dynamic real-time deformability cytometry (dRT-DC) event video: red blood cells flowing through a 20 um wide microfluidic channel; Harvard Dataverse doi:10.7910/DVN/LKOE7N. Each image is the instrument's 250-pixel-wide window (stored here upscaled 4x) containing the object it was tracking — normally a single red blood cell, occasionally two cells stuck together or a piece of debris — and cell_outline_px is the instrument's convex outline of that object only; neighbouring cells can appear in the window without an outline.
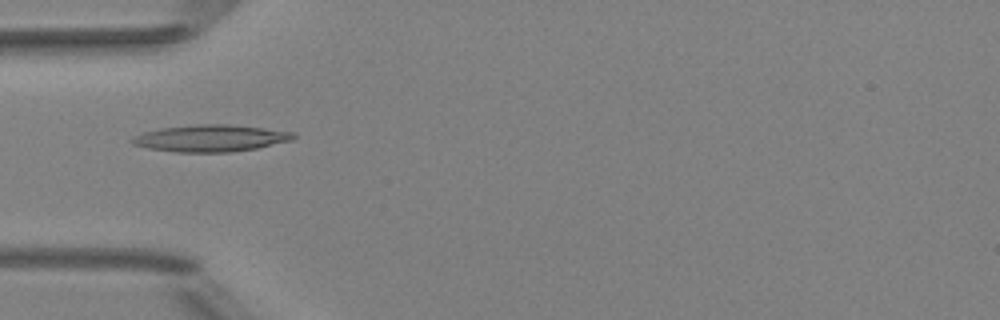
{"species": "Egyptian fruit bat (a non-hibernating species)", "species_latin": "Rousettus aegyptiacus", "temperature_condition": "room temperature", "stored_images_in_passage": 7, "camera_frame_rate_fps": 3000, "um_per_image_px": 0.085, "animal": {"sex": "female"}, "frame": {"image": 1, "passage_image": 6, "time_ms": 5.667, "image_size_px": [1000, 320], "cell_outline_px": [[296, 136], [292, 140], [256, 148], [232, 152], [176, 152], [148, 148], [132, 144], [128, 140], [132, 136], [144, 132], [160, 128], [196, 124], [228, 124], [264, 128], [296, 132]], "centroid_in_image_um": [17.88, 11.74], "position_along_channel_um": 67.1, "area_um2": 25.37}}
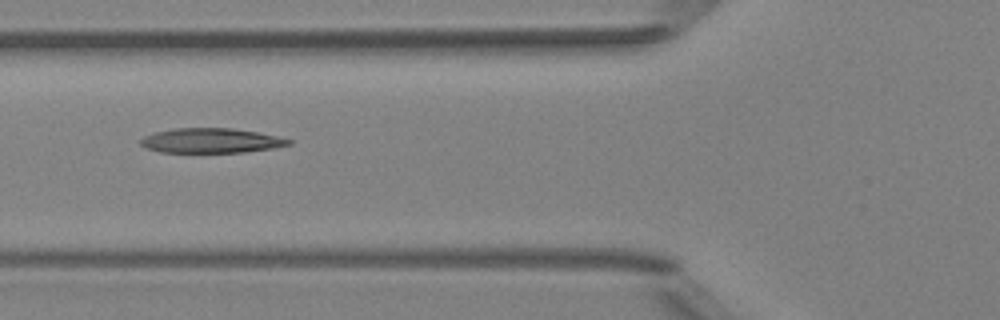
{"frame": {"image": 2, "passage_image": 7, "time_ms": 6.667, "image_size_px": [1000, 320], "cell_outline_px": [[292, 144], [272, 148], [244, 152], [160, 152], [144, 148], [140, 144], [140, 140], [144, 136], [156, 132], [172, 128], [232, 128], [256, 132], [276, 136], [292, 140]], "centroid_in_image_um": [17.9, 11.95], "position_along_channel_um": 107.9, "area_um2": 21.27}}